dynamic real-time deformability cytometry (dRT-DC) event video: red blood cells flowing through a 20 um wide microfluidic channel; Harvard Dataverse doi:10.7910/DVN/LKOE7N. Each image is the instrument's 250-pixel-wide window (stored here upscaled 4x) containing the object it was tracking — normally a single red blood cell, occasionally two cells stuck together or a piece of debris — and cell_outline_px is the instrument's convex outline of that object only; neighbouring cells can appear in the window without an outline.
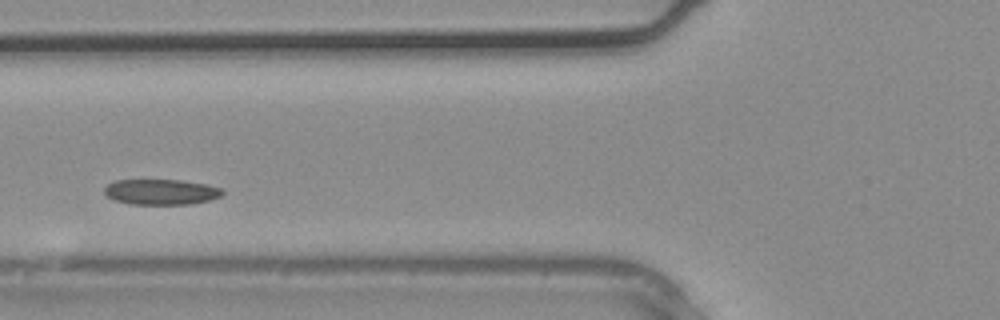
{"species": "common noctule bat (a hibernating species)", "species_latin": "Nyctalus noctula", "temperature_condition": "warm", "stored_images_in_passage": 2, "camera_frame_rate_fps": 3000, "um_per_image_px": 0.085, "animal": {"sex": "male", "body_mass_g": 20.4}, "frame": {"image": 1, "passage_image": 2, "time_ms": 0.333, "image_size_px": [1000, 320], "cell_outline_px": [[224, 192], [220, 196], [208, 200], [192, 204], [132, 204], [116, 200], [108, 196], [104, 192], [104, 188], [112, 180], [180, 180], [204, 184], [224, 188]], "centroid_in_image_um": [13.7, 16.3], "position_along_channel_um": 112.1, "area_um2": 17.46}}